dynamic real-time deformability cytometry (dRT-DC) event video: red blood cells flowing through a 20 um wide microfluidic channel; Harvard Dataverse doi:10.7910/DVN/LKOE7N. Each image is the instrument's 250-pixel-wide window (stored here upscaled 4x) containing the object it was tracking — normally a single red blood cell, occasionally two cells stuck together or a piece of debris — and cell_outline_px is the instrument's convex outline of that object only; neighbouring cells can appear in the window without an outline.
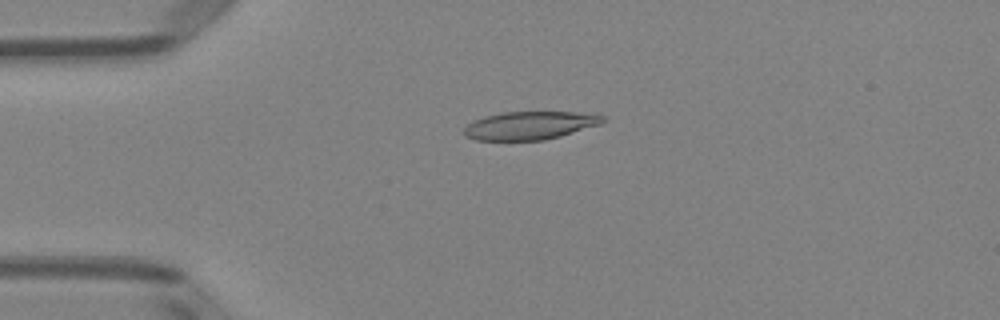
{"species": "Egyptian fruit bat (a non-hibernating species)", "species_latin": "Rousettus aegyptiacus", "temperature_condition": "room temperature", "stored_images_in_passage": 51, "camera_frame_rate_fps": 3000, "um_per_image_px": 0.085, "animal": {"sex": "female"}, "frame": {"image": 1, "passage_image": 12, "time_ms": 3.667, "image_size_px": [1000, 320], "cell_outline_px": [[608, 120], [600, 124], [560, 136], [544, 140], [476, 140], [464, 136], [464, 128], [472, 120], [484, 116], [500, 112], [576, 112], [604, 116]], "centroid_in_image_um": [45.0, 10.66], "position_along_channel_um": 40.0, "area_um2": 22.77}}
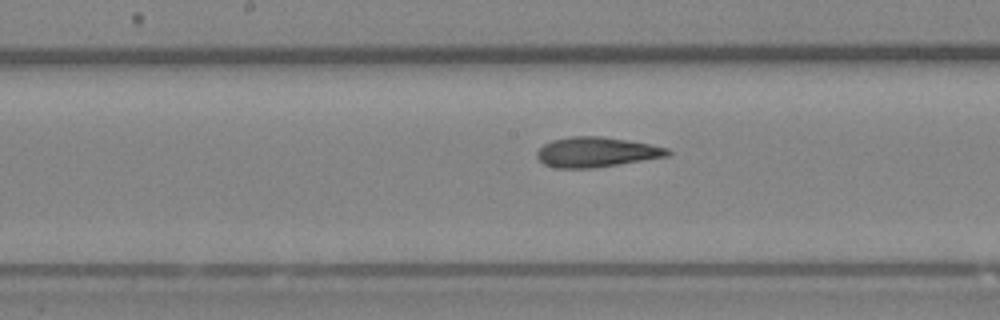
{"frame": {"image": 2, "passage_image": 26, "time_ms": 8.333, "image_size_px": [1000, 320], "cell_outline_px": [[672, 152], [668, 156], [592, 168], [556, 168], [544, 164], [536, 156], [536, 152], [544, 144], [552, 140], [572, 136], [600, 136], [628, 140], [668, 148]], "centroid_in_image_um": [50.67, 12.92], "position_along_channel_um": 197.5, "area_um2": 22.66}}
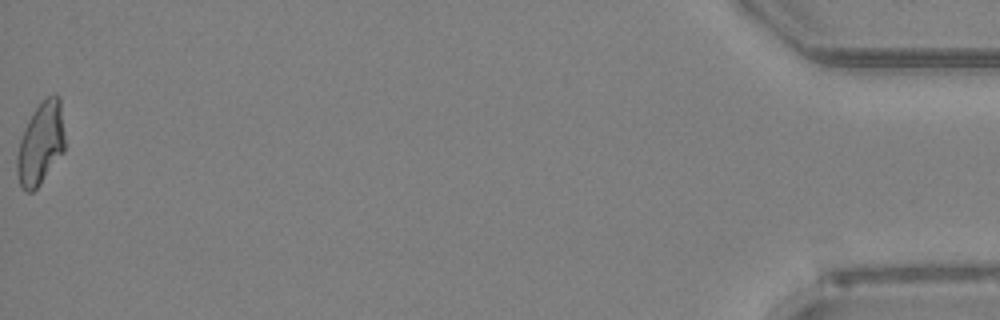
{"frame": {"image": 3, "passage_image": 51, "time_ms": 16.667, "image_size_px": [1000, 320], "cell_outline_px": [[64, 152], [40, 184], [32, 192], [24, 192], [20, 184], [16, 172], [16, 156], [20, 140], [24, 128], [28, 120], [36, 108], [48, 96], [56, 92], [60, 96], [64, 132]], "centroid_in_image_um": [3.45, 12.21], "position_along_channel_um": 431.7, "area_um2": 23.06}, "authors_computed_cell_mechanics": {"area_um2": 22.9466, "velocity_mm_per_s": 3.9991, "shape_relaxation_time_tau1_ms": 7.0818, "shape_relaxation_time_tau2_ms": 2.3501, "deformation_change_tau1": 0.2309, "deformation_change_tau2": 0.12}}